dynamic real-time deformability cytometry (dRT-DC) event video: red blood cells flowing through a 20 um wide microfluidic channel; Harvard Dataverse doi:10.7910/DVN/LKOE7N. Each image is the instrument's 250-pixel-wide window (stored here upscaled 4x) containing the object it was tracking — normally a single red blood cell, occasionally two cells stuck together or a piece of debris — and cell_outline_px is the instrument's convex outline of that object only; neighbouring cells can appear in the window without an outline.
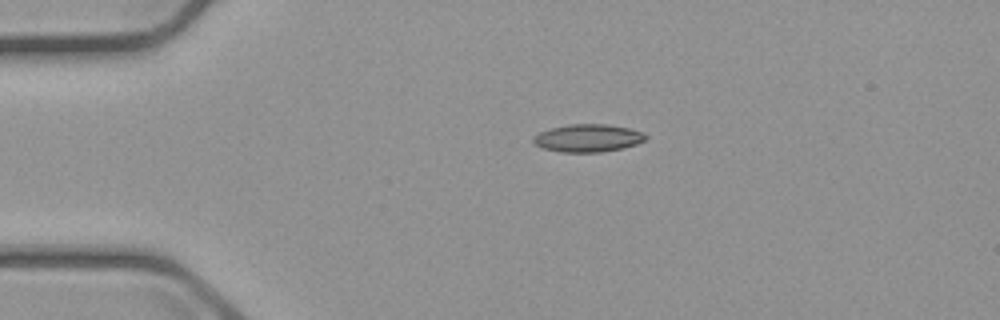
{"species": "common noctule bat (a hibernating species)", "species_latin": "Nyctalus noctula", "temperature_condition": "cold", "stored_images_in_passage": 2, "camera_frame_rate_fps": 3000, "um_per_image_px": 0.085, "animal": {"sex": "male", "body_mass_g": 23.1, "forearm_length_mm": 52.7}, "frame": {"image": 1, "passage_image": 2, "time_ms": 1.333, "image_size_px": [1000, 320], "cell_outline_px": [[648, 136], [644, 140], [636, 144], [624, 148], [600, 152], [560, 152], [540, 148], [532, 140], [532, 136], [540, 132], [552, 128], [572, 124], [604, 124], [628, 128], [644, 132]], "centroid_in_image_um": [49.96, 11.74], "position_along_channel_um": 35.0, "area_um2": 18.15}}